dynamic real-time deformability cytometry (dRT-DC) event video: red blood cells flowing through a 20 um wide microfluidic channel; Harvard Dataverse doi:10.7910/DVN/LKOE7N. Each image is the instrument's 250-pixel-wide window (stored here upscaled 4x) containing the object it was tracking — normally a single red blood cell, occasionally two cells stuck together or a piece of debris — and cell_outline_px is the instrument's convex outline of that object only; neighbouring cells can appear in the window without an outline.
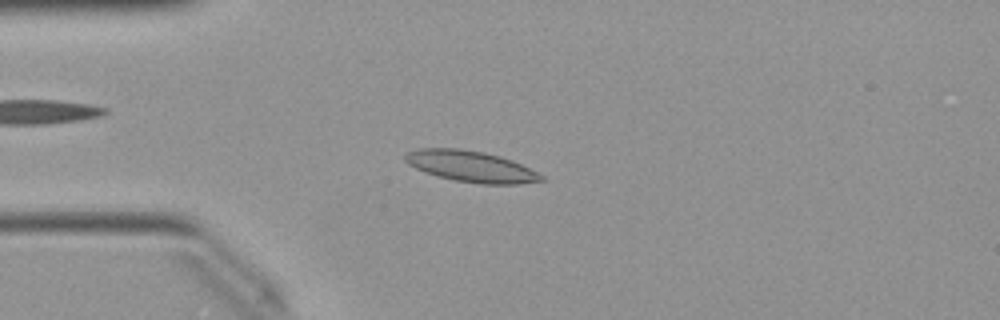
{"species": "Egyptian fruit bat (a non-hibernating species)", "species_latin": "Rousettus aegyptiacus", "temperature_condition": "warm", "stored_images_in_passage": 42, "camera_frame_rate_fps": 3000, "um_per_image_px": 0.085, "animal": {"sex": "female"}, "frame": {"image": 1, "passage_image": 3, "time_ms": 0.667, "image_size_px": [1000, 320], "cell_outline_px": [[544, 180], [520, 184], [480, 184], [452, 180], [416, 168], [408, 164], [404, 160], [404, 152], [416, 148], [460, 148], [484, 152], [500, 156], [512, 160], [544, 176]], "centroid_in_image_um": [40.0, 14.13], "position_along_channel_um": 45.0, "area_um2": 24.68}}
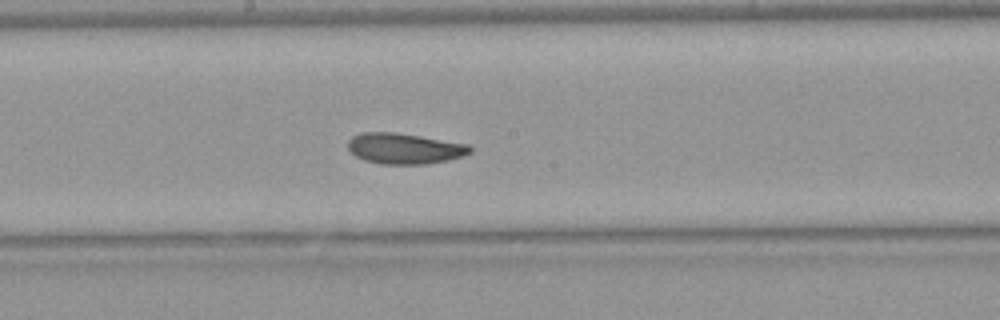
{"frame": {"image": 2, "passage_image": 17, "time_ms": 5.333, "image_size_px": [1000, 320], "cell_outline_px": [[472, 152], [464, 156], [448, 160], [428, 164], [380, 164], [364, 160], [356, 156], [348, 148], [348, 140], [352, 136], [360, 132], [392, 132], [420, 136], [468, 144], [472, 148]], "centroid_in_image_um": [34.38, 12.63], "position_along_channel_um": 213.8, "area_um2": 21.96}}
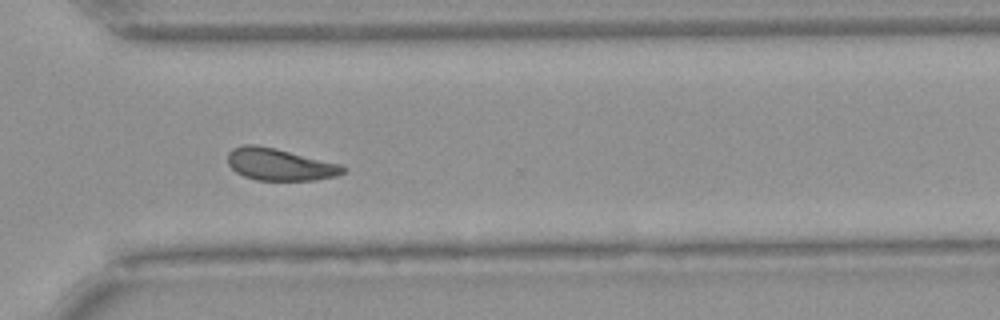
{"frame": {"image": 3, "passage_image": 27, "time_ms": 8.667, "image_size_px": [1000, 320], "cell_outline_px": [[348, 168], [344, 172], [336, 176], [316, 180], [256, 180], [244, 176], [236, 172], [228, 164], [228, 152], [232, 148], [244, 144], [252, 144], [276, 148], [344, 164]], "centroid_in_image_um": [23.82, 13.97], "position_along_channel_um": 346.8, "area_um2": 21.85}, "authors_computed_cell_mechanics": {"area_um2": 21.9062, "velocity_mm_per_s": 3.9794, "shape_relaxation_time_tau1_ms": 6.2602, "shape_relaxation_time_tau2_ms": 4.1853, "deformation_change_tau1": 0.132, "deformation_change_tau2": 0.0958}}